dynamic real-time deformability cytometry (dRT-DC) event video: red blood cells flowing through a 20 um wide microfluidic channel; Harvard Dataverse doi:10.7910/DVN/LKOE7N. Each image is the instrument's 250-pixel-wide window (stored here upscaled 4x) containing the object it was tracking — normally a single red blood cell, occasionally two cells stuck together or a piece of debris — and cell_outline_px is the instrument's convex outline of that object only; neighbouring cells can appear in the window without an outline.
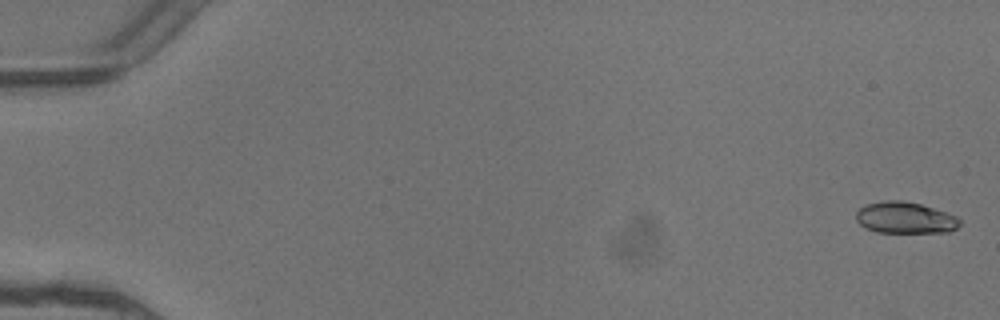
{"species": "common noctule bat (a hibernating species)", "species_latin": "Nyctalus noctula", "temperature_condition": "warm", "stored_images_in_passage": 6, "camera_frame_rate_fps": 3000, "um_per_image_px": 0.085, "animal": {"sex": "female"}, "frame": {"image": 1, "passage_image": 1, "time_ms": 0.0, "image_size_px": [1000, 320], "cell_outline_px": [[960, 224], [956, 228], [948, 232], [876, 232], [864, 228], [856, 220], [856, 212], [860, 208], [868, 204], [884, 200], [900, 200], [920, 204], [956, 216], [960, 220]], "centroid_in_image_um": [76.9, 18.51], "position_along_channel_um": 8.1, "area_um2": 18.84}}
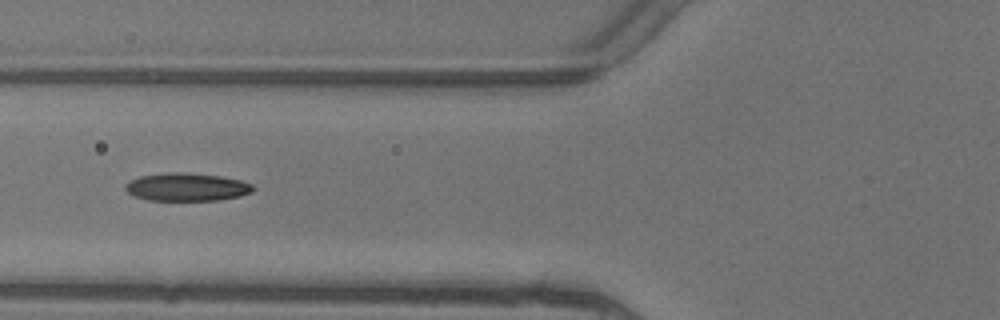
{"frame": {"image": 2, "passage_image": 6, "time_ms": 1.667, "image_size_px": [1000, 320], "cell_outline_px": [[256, 188], [252, 192], [240, 196], [216, 200], [148, 200], [132, 196], [124, 188], [124, 184], [140, 176], [176, 172], [184, 172], [220, 176], [240, 180], [252, 184]], "centroid_in_image_um": [15.88, 15.9], "position_along_channel_um": 109.9, "area_um2": 20.75}}